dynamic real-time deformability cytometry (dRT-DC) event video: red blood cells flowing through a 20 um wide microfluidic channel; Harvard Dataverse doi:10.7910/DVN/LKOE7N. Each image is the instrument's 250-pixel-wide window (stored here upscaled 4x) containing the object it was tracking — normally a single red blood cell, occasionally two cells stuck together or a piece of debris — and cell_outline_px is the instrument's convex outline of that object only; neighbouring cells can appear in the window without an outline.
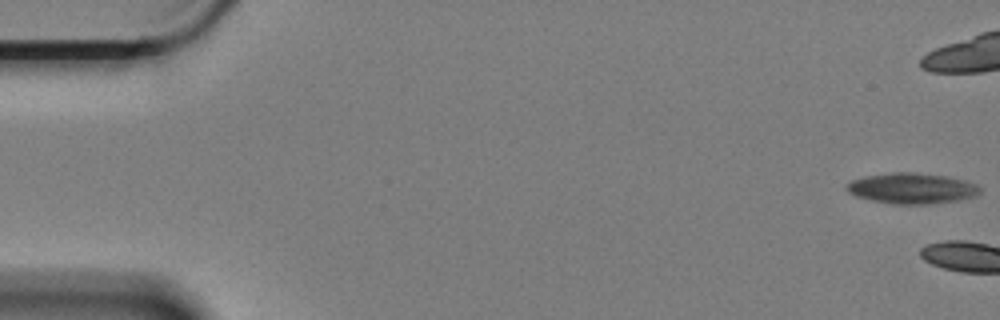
{"species": "Egyptian fruit bat (a non-hibernating species)", "species_latin": "Rousettus aegyptiacus", "temperature_condition": "cold", "stored_images_in_passage": 8, "camera_frame_rate_fps": 3000, "um_per_image_px": 0.085, "animal": {"sex": "female"}, "frame": {"image": 1, "passage_image": 1, "time_ms": 0.0, "image_size_px": [1000, 320], "cell_outline_px": [[980, 192], [976, 196], [960, 200], [928, 204], [892, 204], [872, 200], [856, 196], [848, 192], [844, 188], [852, 180], [864, 176], [892, 172], [912, 172], [944, 176], [964, 180], [976, 184], [980, 188]], "centroid_in_image_um": [77.5, 16.01], "position_along_channel_um": 7.5, "area_um2": 23.81}}
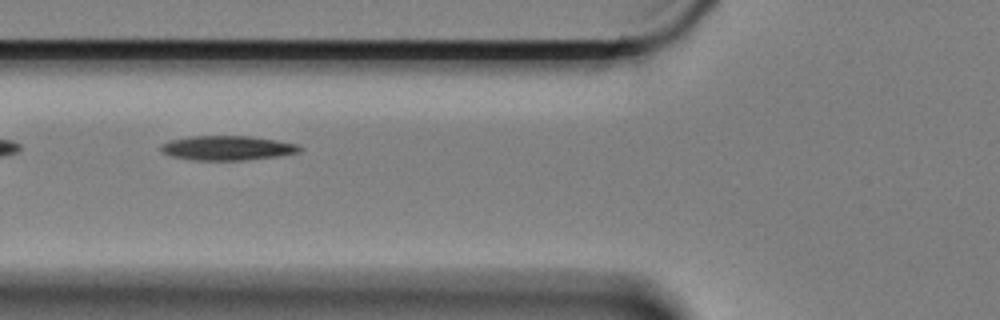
{"frame": {"image": 2, "passage_image": 7, "time_ms": 2.0, "image_size_px": [1000, 320], "cell_outline_px": [[304, 148], [300, 152], [276, 156], [244, 160], [196, 160], [172, 156], [164, 152], [160, 148], [160, 144], [172, 140], [188, 136], [252, 136], [300, 144]], "centroid_in_image_um": [19.38, 12.57], "position_along_channel_um": 106.4, "area_um2": 19.77}}
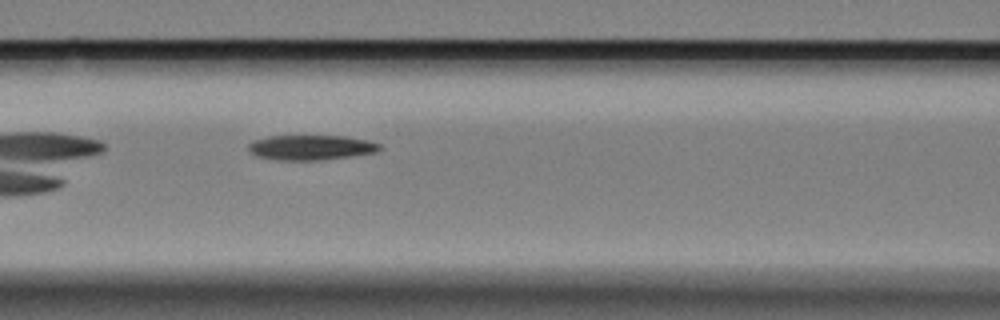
{"frame": {"image": 3, "passage_image": 8, "time_ms": 2.333, "image_size_px": [1000, 320], "cell_outline_px": [[384, 148], [380, 152], [316, 160], [280, 160], [256, 156], [248, 148], [248, 144], [252, 140], [268, 136], [344, 136], [368, 140], [380, 144]], "centroid_in_image_um": [26.46, 12.53], "position_along_channel_um": 140.1, "area_um2": 19.07}}